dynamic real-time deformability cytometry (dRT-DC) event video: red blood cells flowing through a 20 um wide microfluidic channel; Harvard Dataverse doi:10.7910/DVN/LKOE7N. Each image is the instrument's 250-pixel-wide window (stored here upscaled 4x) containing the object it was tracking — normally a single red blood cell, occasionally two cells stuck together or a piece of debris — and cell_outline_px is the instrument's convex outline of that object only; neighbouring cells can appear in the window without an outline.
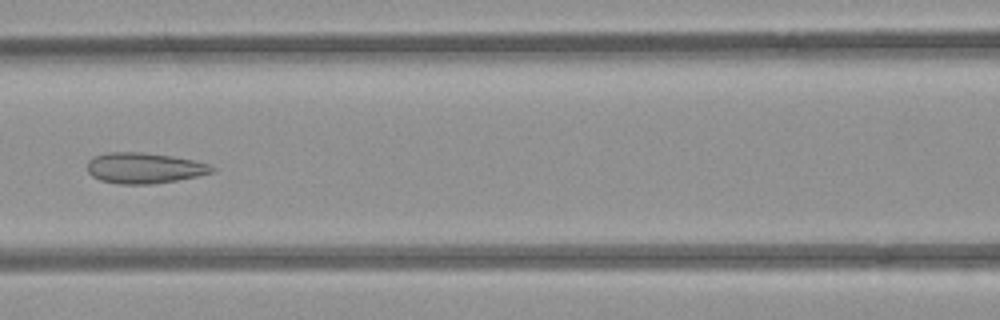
{"species": "common noctule bat (a hibernating species)", "species_latin": "Nyctalus noctula", "temperature_condition": "room temperature", "stored_images_in_passage": 6, "camera_frame_rate_fps": 3000, "um_per_image_px": 0.085, "animal": {"sex": "female", "body_mass_g": 21.9}, "frame": {"image": 1, "passage_image": 6, "time_ms": 5.667, "image_size_px": [1000, 320], "cell_outline_px": [[216, 168], [212, 172], [196, 176], [176, 180], [152, 184], [120, 184], [100, 180], [92, 176], [88, 172], [88, 160], [92, 156], [108, 152], [140, 152], [172, 156], [196, 160], [208, 164]], "centroid_in_image_um": [12.24, 14.27], "position_along_channel_um": 154.4, "area_um2": 22.31}}